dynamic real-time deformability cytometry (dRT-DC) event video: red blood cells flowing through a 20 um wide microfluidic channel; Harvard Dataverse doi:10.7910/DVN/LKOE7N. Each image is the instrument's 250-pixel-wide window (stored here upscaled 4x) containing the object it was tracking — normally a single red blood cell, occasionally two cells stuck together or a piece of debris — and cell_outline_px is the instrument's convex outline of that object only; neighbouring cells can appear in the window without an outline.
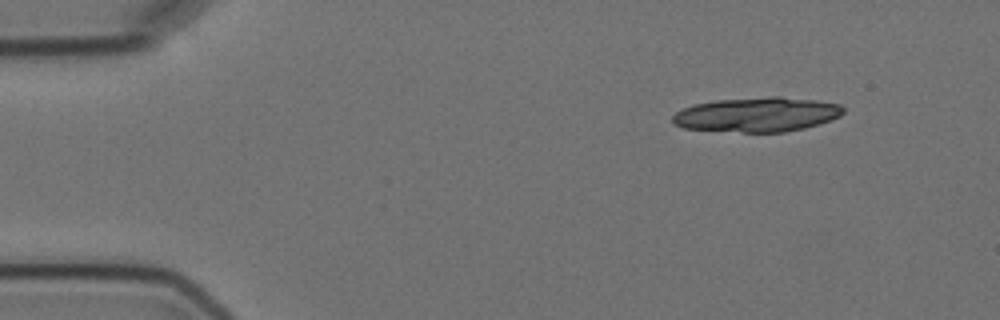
{"species": "Egyptian fruit bat (a non-hibernating species)", "species_latin": "Rousettus aegyptiacus", "temperature_condition": "cold", "stored_images_in_passage": 6, "segment_of_instrument_passage": [2, 2], "camera_frame_rate_fps": 3000, "um_per_image_px": 0.085, "animal": {"sex": "female"}, "frame": {"image": 1, "passage_image": 6, "time_ms": 6.333, "image_size_px": [1000, 320], "cell_outline_px": [[844, 112], [840, 116], [820, 124], [804, 128], [784, 132], [740, 132], [684, 128], [672, 124], [672, 116], [676, 112], [692, 104], [716, 100], [768, 96], [780, 96], [816, 100], [840, 104], [844, 108]], "centroid_in_image_um": [64.35, 9.73], "position_along_channel_um": 20.6, "area_um2": 34.62}}